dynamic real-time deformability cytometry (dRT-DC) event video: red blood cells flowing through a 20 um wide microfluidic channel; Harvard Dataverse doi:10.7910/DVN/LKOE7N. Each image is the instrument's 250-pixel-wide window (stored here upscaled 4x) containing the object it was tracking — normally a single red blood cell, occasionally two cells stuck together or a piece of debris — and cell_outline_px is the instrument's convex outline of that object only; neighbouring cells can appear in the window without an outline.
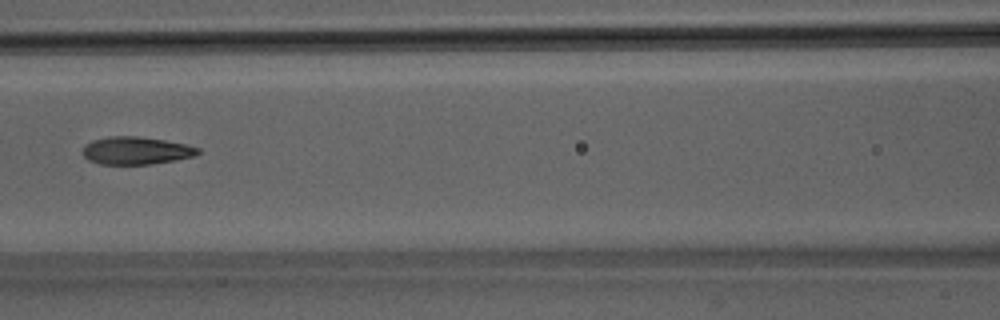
{"species": "Egyptian fruit bat (a non-hibernating species)", "species_latin": "Rousettus aegyptiacus", "temperature_condition": "room temperature", "stored_images_in_passage": 5, "camera_frame_rate_fps": 3000, "um_per_image_px": 0.085, "animal": {"sex": "male"}, "frame": {"image": 1, "passage_image": 5, "time_ms": 1.333, "image_size_px": [1000, 320], "cell_outline_px": [[200, 152], [196, 156], [176, 160], [152, 164], [100, 164], [88, 160], [84, 156], [84, 144], [92, 140], [108, 136], [136, 136], [164, 140], [184, 144], [200, 148]], "centroid_in_image_um": [11.57, 12.8], "position_along_channel_um": 155.0, "area_um2": 18.61}}